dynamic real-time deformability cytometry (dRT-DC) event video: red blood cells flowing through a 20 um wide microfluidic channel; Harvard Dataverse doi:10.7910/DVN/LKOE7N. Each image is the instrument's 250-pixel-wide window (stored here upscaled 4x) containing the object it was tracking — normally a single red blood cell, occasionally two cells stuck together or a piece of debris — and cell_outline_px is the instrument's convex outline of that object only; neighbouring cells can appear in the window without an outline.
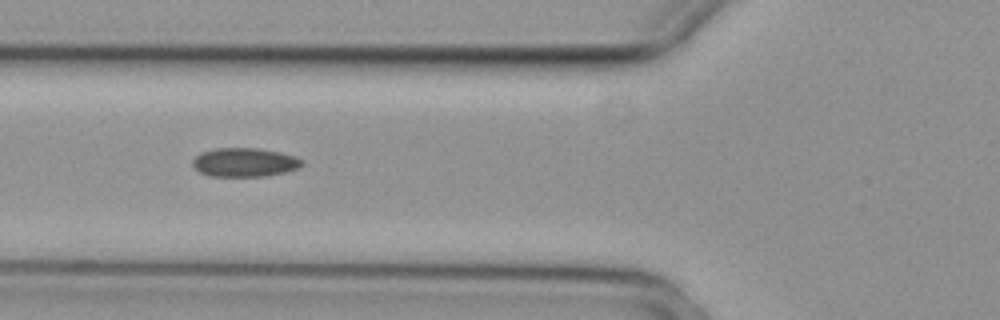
{"species": "common noctule bat (a hibernating species)", "species_latin": "Nyctalus noctula", "temperature_condition": "cold", "stored_images_in_passage": 6, "camera_frame_rate_fps": 3000, "um_per_image_px": 0.085, "animal": {"sex": "female", "body_mass_g": 29.2, "forearm_length_mm": 56.3}, "frame": {"image": 1, "passage_image": 4, "time_ms": 1.0, "image_size_px": [1000, 320], "cell_outline_px": [[304, 164], [296, 168], [284, 172], [264, 176], [212, 176], [200, 172], [192, 164], [192, 160], [200, 152], [216, 148], [260, 148], [280, 152], [296, 156], [304, 160]], "centroid_in_image_um": [20.8, 13.78], "position_along_channel_um": 105.0, "area_um2": 18.38}}
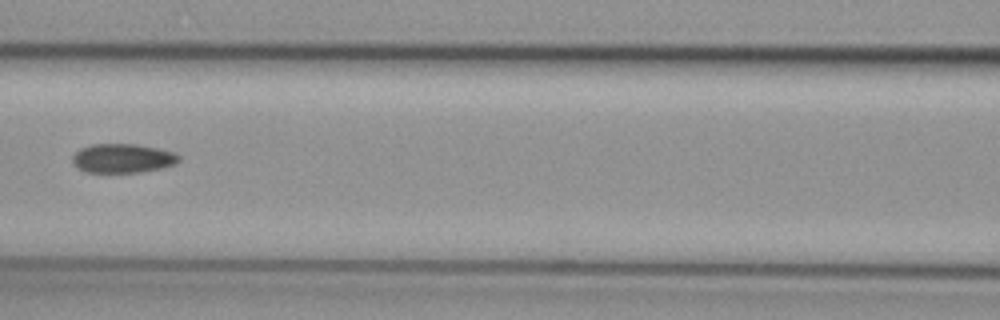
{"frame": {"image": 2, "passage_image": 5, "time_ms": 1.333, "image_size_px": [1000, 320], "cell_outline_px": [[180, 160], [176, 164], [160, 168], [140, 172], [84, 172], [76, 168], [72, 164], [72, 156], [80, 148], [92, 144], [136, 144], [176, 152], [180, 156]], "centroid_in_image_um": [10.41, 13.45], "position_along_channel_um": 156.2, "area_um2": 18.21}}